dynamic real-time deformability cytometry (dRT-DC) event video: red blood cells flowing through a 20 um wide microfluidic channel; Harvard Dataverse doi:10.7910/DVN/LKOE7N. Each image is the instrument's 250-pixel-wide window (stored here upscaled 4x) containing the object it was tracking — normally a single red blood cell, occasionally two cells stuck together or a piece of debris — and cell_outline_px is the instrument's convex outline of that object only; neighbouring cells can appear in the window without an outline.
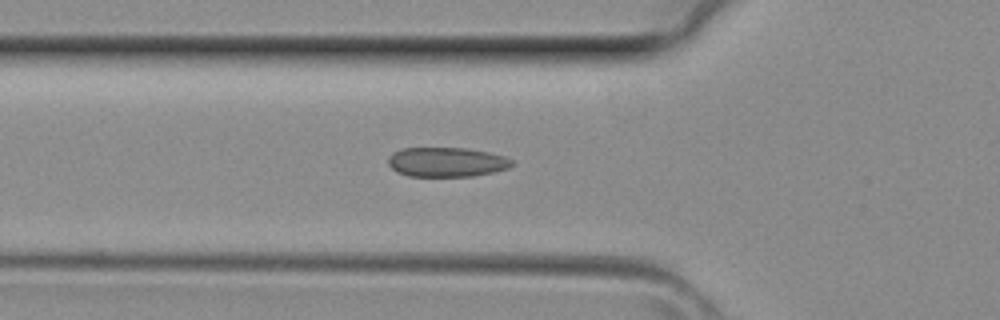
{"species": "common noctule bat (a hibernating species)", "species_latin": "Nyctalus noctula", "temperature_condition": "room temperature", "stored_images_in_passage": 39, "segment_of_instrument_passage": [1, 2], "camera_frame_rate_fps": 3000, "um_per_image_px": 0.085, "animal": {"sex": "female", "body_mass_g": 29.2, "forearm_length_mm": 56.3}, "frame": {"image": 1, "passage_image": 12, "time_ms": 3.667, "image_size_px": [1000, 320], "cell_outline_px": [[512, 164], [508, 168], [492, 172], [472, 176], [408, 176], [396, 172], [388, 164], [388, 156], [392, 152], [400, 148], [464, 148], [488, 152], [504, 156], [512, 160]], "centroid_in_image_um": [37.9, 13.77], "position_along_channel_um": 87.9, "area_um2": 21.27}}
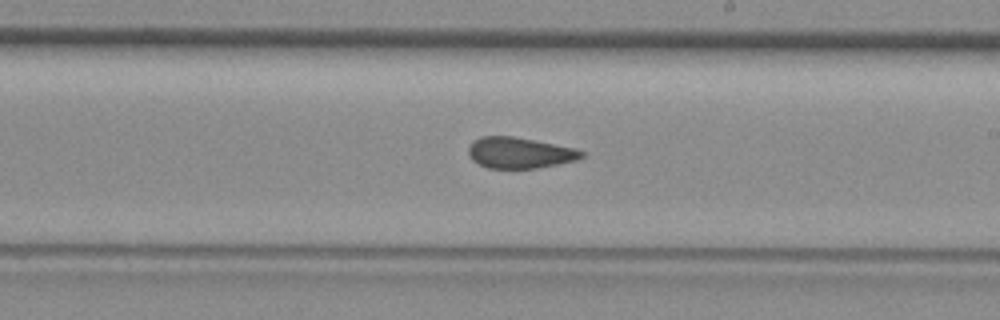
{"frame": {"image": 2, "passage_image": 21, "time_ms": 6.667, "image_size_px": [1000, 320], "cell_outline_px": [[584, 156], [576, 160], [536, 168], [488, 168], [472, 160], [468, 152], [468, 148], [472, 140], [480, 136], [512, 136], [576, 148], [584, 152]], "centroid_in_image_um": [44.14, 12.98], "position_along_channel_um": 244.9, "area_um2": 20.35}}
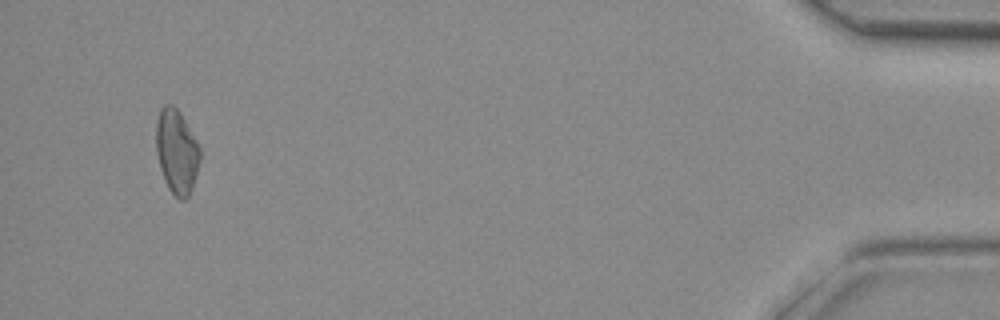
{"frame": {"image": 3, "passage_image": 36, "time_ms": 11.667, "image_size_px": [1000, 320], "cell_outline_px": [[200, 160], [192, 188], [188, 196], [184, 200], [180, 200], [168, 188], [164, 180], [160, 168], [156, 152], [156, 124], [160, 108], [164, 104], [172, 104], [180, 112], [196, 140], [200, 148]], "centroid_in_image_um": [15.0, 12.87], "position_along_channel_um": 420.2, "area_um2": 21.5}}